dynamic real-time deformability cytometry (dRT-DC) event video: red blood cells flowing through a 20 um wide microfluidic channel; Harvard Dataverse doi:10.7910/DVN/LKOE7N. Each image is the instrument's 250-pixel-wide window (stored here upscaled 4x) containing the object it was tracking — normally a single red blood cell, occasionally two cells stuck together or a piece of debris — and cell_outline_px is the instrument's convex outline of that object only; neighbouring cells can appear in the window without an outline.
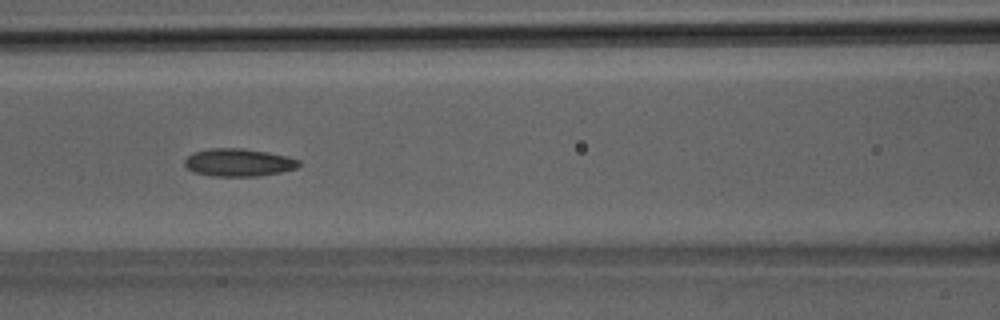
{"species": "Egyptian fruit bat (a non-hibernating species)", "species_latin": "Rousettus aegyptiacus", "temperature_condition": "room temperature", "stored_images_in_passage": 41, "segment_of_instrument_passage": [1, 2], "camera_frame_rate_fps": 3000, "um_per_image_px": 0.085, "animal": {"sex": "male"}, "frame": {"image": 1, "passage_image": 18, "time_ms": 5.667, "image_size_px": [1000, 320], "cell_outline_px": [[300, 164], [296, 168], [280, 172], [256, 176], [212, 176], [196, 172], [188, 168], [184, 164], [184, 160], [192, 152], [208, 148], [244, 148], [268, 152], [288, 156], [300, 160]], "centroid_in_image_um": [20.27, 13.79], "position_along_channel_um": 146.3, "area_um2": 18.5}}
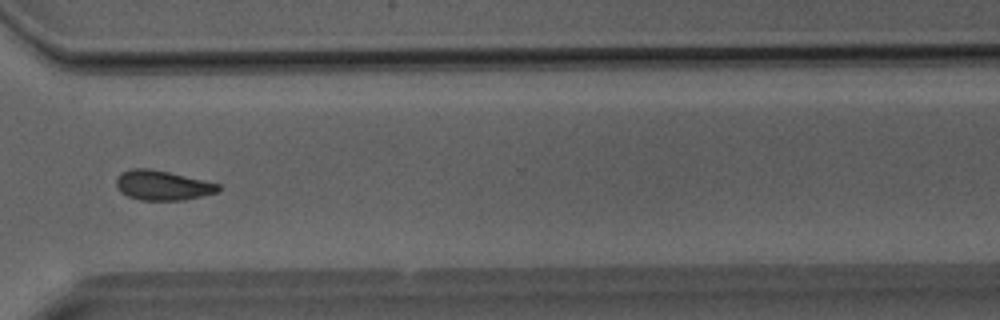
{"frame": {"image": 2, "passage_image": 30, "time_ms": 9.667, "image_size_px": [1000, 320], "cell_outline_px": [[220, 192], [184, 200], [140, 200], [128, 196], [120, 192], [116, 188], [116, 176], [120, 172], [132, 168], [148, 168], [168, 172], [204, 180], [220, 184]], "centroid_in_image_um": [13.79, 15.75], "position_along_channel_um": 356.8, "area_um2": 17.86}}
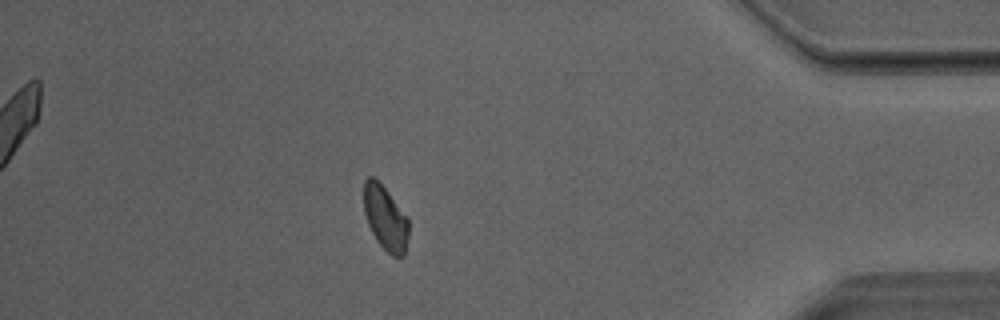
{"frame": {"image": 3, "passage_image": 35, "time_ms": 11.333, "image_size_px": [1000, 320], "cell_outline_px": [[408, 236], [404, 256], [392, 256], [376, 240], [368, 224], [364, 212], [364, 180], [368, 176], [372, 176], [384, 188], [408, 216]], "centroid_in_image_um": [32.76, 18.53], "position_along_channel_um": 402.4, "area_um2": 16.65}}